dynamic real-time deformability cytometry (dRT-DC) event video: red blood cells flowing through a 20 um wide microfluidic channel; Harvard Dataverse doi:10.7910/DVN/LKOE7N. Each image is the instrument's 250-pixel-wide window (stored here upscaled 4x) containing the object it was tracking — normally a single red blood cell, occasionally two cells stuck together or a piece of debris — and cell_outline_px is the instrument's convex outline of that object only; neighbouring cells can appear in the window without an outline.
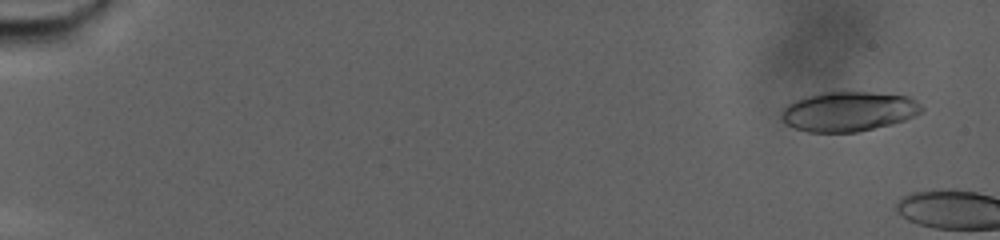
{"species": "human", "species_latin": "Homo sapiens", "temperature_condition": "warm", "stored_images_in_passage": 8, "camera_frame_rate_fps": 3000, "um_per_image_px": 0.085, "donor": {"sex": "male"}, "frame": {"image": 1, "passage_image": 1, "time_ms": 0.0, "image_size_px": [1000, 240], "cell_outline_px": [[924, 112], [904, 120], [892, 124], [856, 132], [808, 132], [796, 128], [788, 124], [780, 116], [784, 108], [788, 104], [796, 100], [808, 96], [824, 92], [872, 92], [908, 96], [916, 100], [924, 108]], "centroid_in_image_um": [72.18, 9.47], "position_along_channel_um": 12.8, "area_um2": 32.31}}